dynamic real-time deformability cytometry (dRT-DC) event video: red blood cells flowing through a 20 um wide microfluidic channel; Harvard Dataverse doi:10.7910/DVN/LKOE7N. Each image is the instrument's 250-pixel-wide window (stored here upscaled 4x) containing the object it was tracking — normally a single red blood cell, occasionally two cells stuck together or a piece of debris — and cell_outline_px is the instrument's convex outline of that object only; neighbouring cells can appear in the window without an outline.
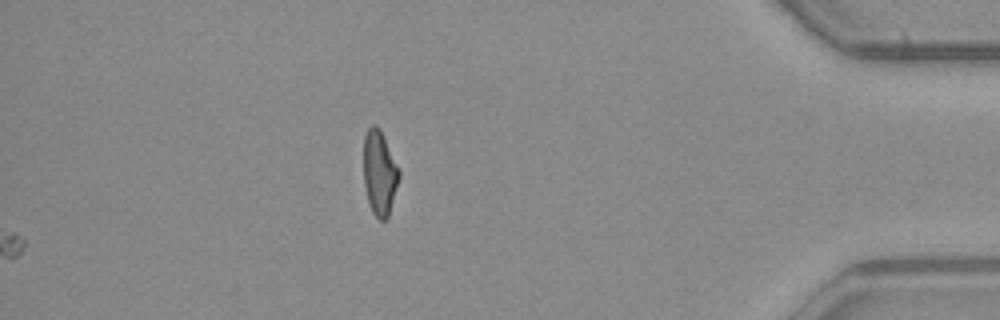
{"species": "common noctule bat (a hibernating species)", "species_latin": "Nyctalus noctula", "temperature_condition": "warm", "stored_images_in_passage": 51, "camera_frame_rate_fps": 3000, "um_per_image_px": 0.085, "animal": {"sex": "male", "body_mass_g": 23.1, "forearm_length_mm": 52.7}, "frame": {"image": 1, "passage_image": 51, "time_ms": 16.667, "image_size_px": [1000, 320], "cell_outline_px": [[400, 176], [388, 216], [384, 220], [380, 220], [372, 212], [368, 204], [364, 184], [364, 136], [368, 128], [372, 124], [376, 124], [380, 128], [384, 136], [400, 172]], "centroid_in_image_um": [32.25, 14.67], "position_along_channel_um": 403.0, "area_um2": 17.46}}